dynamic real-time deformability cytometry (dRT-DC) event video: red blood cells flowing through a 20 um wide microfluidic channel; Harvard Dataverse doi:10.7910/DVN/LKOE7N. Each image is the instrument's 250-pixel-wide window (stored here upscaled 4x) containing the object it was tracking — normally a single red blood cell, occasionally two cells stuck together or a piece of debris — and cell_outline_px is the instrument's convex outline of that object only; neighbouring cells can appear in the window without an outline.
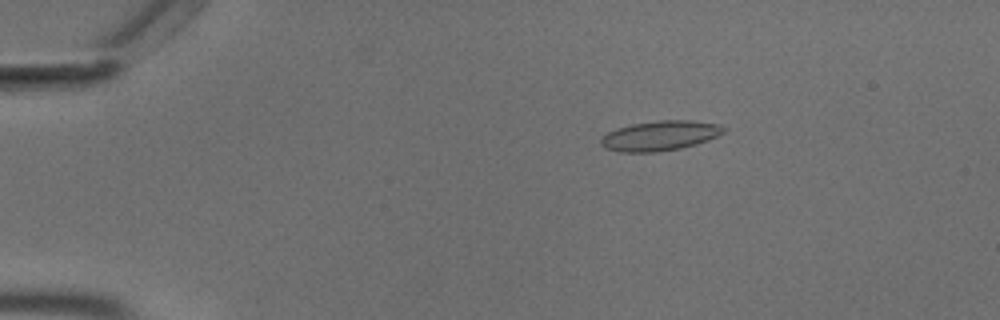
{"species": "common noctule bat (a hibernating species)", "species_latin": "Nyctalus noctula", "temperature_condition": "cold", "stored_images_in_passage": 55, "camera_frame_rate_fps": 3000, "um_per_image_px": 0.085, "animal": {"sex": "male", "body_mass_g": 18.8}, "frame": {"image": 1, "passage_image": 10, "time_ms": 3.0, "image_size_px": [1000, 320], "cell_outline_px": [[724, 132], [708, 140], [696, 144], [680, 148], [656, 152], [620, 152], [604, 148], [600, 144], [600, 136], [616, 128], [632, 124], [660, 120], [692, 120], [720, 124], [724, 128]], "centroid_in_image_um": [56.05, 11.53], "position_along_channel_um": 28.9, "area_um2": 21.44}}
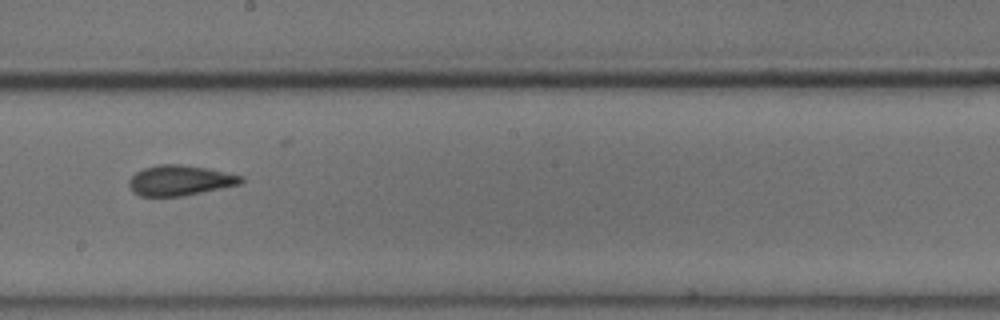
{"frame": {"image": 2, "passage_image": 32, "time_ms": 10.333, "image_size_px": [1000, 320], "cell_outline_px": [[244, 180], [240, 184], [184, 196], [140, 196], [132, 192], [128, 184], [128, 180], [136, 172], [144, 168], [160, 164], [180, 164], [208, 168], [244, 176]], "centroid_in_image_um": [15.29, 15.33], "position_along_channel_um": 232.9, "area_um2": 19.88}}
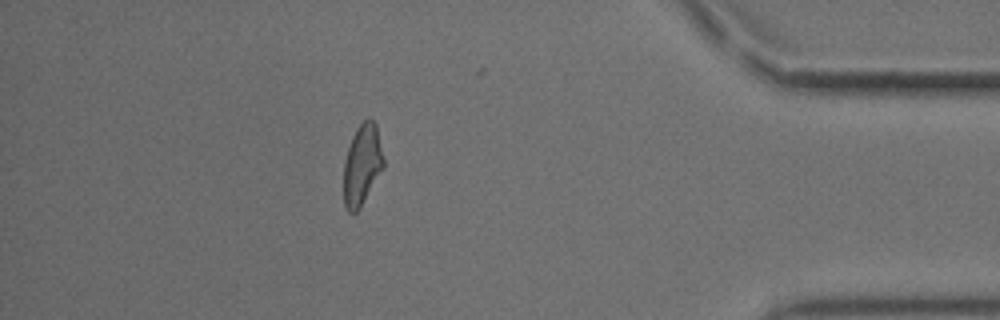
{"frame": {"image": 3, "passage_image": 49, "time_ms": 16.0, "image_size_px": [1000, 320], "cell_outline_px": [[384, 168], [360, 208], [356, 212], [348, 212], [344, 208], [344, 160], [352, 136], [356, 128], [368, 116], [376, 124], [384, 160]], "centroid_in_image_um": [30.78, 14.01], "position_along_channel_um": 404.4, "area_um2": 18.9}, "authors_computed_cell_mechanics": {"area_um2": 19.8832, "velocity_mm_per_s": 3.6902, "shape_relaxation_time_tau1_ms": 7.2067, "shape_relaxation_time_tau2_ms": 1.9198, "deformation_change_tau1": 0.1405, "deformation_change_tau2": 0.0848}}